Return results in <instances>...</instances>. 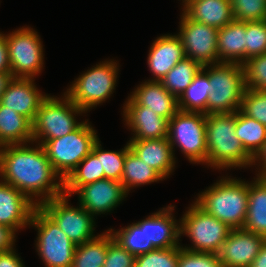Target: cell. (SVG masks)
Instances as JSON below:
<instances>
[{
  "instance_id": "603a6c76",
  "label": "cell",
  "mask_w": 266,
  "mask_h": 267,
  "mask_svg": "<svg viewBox=\"0 0 266 267\" xmlns=\"http://www.w3.org/2000/svg\"><path fill=\"white\" fill-rule=\"evenodd\" d=\"M139 105L149 107L159 116L170 120L178 111V99L160 81H145L130 95Z\"/></svg>"
},
{
  "instance_id": "8992f818",
  "label": "cell",
  "mask_w": 266,
  "mask_h": 267,
  "mask_svg": "<svg viewBox=\"0 0 266 267\" xmlns=\"http://www.w3.org/2000/svg\"><path fill=\"white\" fill-rule=\"evenodd\" d=\"M81 113L84 111L65 93L62 99L48 95L40 104L32 122V143L41 140L38 142L39 145L46 140L69 134L82 123L77 122L74 116Z\"/></svg>"
},
{
  "instance_id": "8d00e7d4",
  "label": "cell",
  "mask_w": 266,
  "mask_h": 267,
  "mask_svg": "<svg viewBox=\"0 0 266 267\" xmlns=\"http://www.w3.org/2000/svg\"><path fill=\"white\" fill-rule=\"evenodd\" d=\"M243 68L246 88L266 90V53L248 58Z\"/></svg>"
},
{
  "instance_id": "83f0119b",
  "label": "cell",
  "mask_w": 266,
  "mask_h": 267,
  "mask_svg": "<svg viewBox=\"0 0 266 267\" xmlns=\"http://www.w3.org/2000/svg\"><path fill=\"white\" fill-rule=\"evenodd\" d=\"M235 135L254 159L266 143V126L238 110L235 112Z\"/></svg>"
},
{
  "instance_id": "d6986e66",
  "label": "cell",
  "mask_w": 266,
  "mask_h": 267,
  "mask_svg": "<svg viewBox=\"0 0 266 267\" xmlns=\"http://www.w3.org/2000/svg\"><path fill=\"white\" fill-rule=\"evenodd\" d=\"M174 207L169 205L137 222L139 226H146L147 245H153L157 249L180 246V223L172 215Z\"/></svg>"
},
{
  "instance_id": "f6af8a7d",
  "label": "cell",
  "mask_w": 266,
  "mask_h": 267,
  "mask_svg": "<svg viewBox=\"0 0 266 267\" xmlns=\"http://www.w3.org/2000/svg\"><path fill=\"white\" fill-rule=\"evenodd\" d=\"M249 267H266V241L261 246L259 254L254 258Z\"/></svg>"
},
{
  "instance_id": "1f68e13d",
  "label": "cell",
  "mask_w": 266,
  "mask_h": 267,
  "mask_svg": "<svg viewBox=\"0 0 266 267\" xmlns=\"http://www.w3.org/2000/svg\"><path fill=\"white\" fill-rule=\"evenodd\" d=\"M201 68L202 66L198 62L185 57L180 60L160 82L169 93L178 99L184 90L192 83L194 77Z\"/></svg>"
},
{
  "instance_id": "3957f363",
  "label": "cell",
  "mask_w": 266,
  "mask_h": 267,
  "mask_svg": "<svg viewBox=\"0 0 266 267\" xmlns=\"http://www.w3.org/2000/svg\"><path fill=\"white\" fill-rule=\"evenodd\" d=\"M248 191L247 182L225 177L199 194L195 203L231 229L243 228Z\"/></svg>"
},
{
  "instance_id": "9a60e30c",
  "label": "cell",
  "mask_w": 266,
  "mask_h": 267,
  "mask_svg": "<svg viewBox=\"0 0 266 267\" xmlns=\"http://www.w3.org/2000/svg\"><path fill=\"white\" fill-rule=\"evenodd\" d=\"M75 193L80 206L93 216L110 212L127 195L121 182L106 178L81 186Z\"/></svg>"
},
{
  "instance_id": "f1b7e54d",
  "label": "cell",
  "mask_w": 266,
  "mask_h": 267,
  "mask_svg": "<svg viewBox=\"0 0 266 267\" xmlns=\"http://www.w3.org/2000/svg\"><path fill=\"white\" fill-rule=\"evenodd\" d=\"M113 240L106 231L90 241L77 245L71 267H103L108 244Z\"/></svg>"
},
{
  "instance_id": "7c38bea8",
  "label": "cell",
  "mask_w": 266,
  "mask_h": 267,
  "mask_svg": "<svg viewBox=\"0 0 266 267\" xmlns=\"http://www.w3.org/2000/svg\"><path fill=\"white\" fill-rule=\"evenodd\" d=\"M68 195L62 194L39 205L76 246L97 236L94 232V216L79 205H68Z\"/></svg>"
},
{
  "instance_id": "e575fe53",
  "label": "cell",
  "mask_w": 266,
  "mask_h": 267,
  "mask_svg": "<svg viewBox=\"0 0 266 267\" xmlns=\"http://www.w3.org/2000/svg\"><path fill=\"white\" fill-rule=\"evenodd\" d=\"M180 246L154 249L135 257L134 267H177Z\"/></svg>"
},
{
  "instance_id": "6da1fadb",
  "label": "cell",
  "mask_w": 266,
  "mask_h": 267,
  "mask_svg": "<svg viewBox=\"0 0 266 267\" xmlns=\"http://www.w3.org/2000/svg\"><path fill=\"white\" fill-rule=\"evenodd\" d=\"M0 177L37 206L64 194V182L53 169L41 144L35 148L26 144L1 146ZM38 197L41 199L37 200Z\"/></svg>"
},
{
  "instance_id": "9c48e42d",
  "label": "cell",
  "mask_w": 266,
  "mask_h": 267,
  "mask_svg": "<svg viewBox=\"0 0 266 267\" xmlns=\"http://www.w3.org/2000/svg\"><path fill=\"white\" fill-rule=\"evenodd\" d=\"M29 225L38 230L36 250L46 267L72 266L76 245L39 206Z\"/></svg>"
},
{
  "instance_id": "7a4b0ae2",
  "label": "cell",
  "mask_w": 266,
  "mask_h": 267,
  "mask_svg": "<svg viewBox=\"0 0 266 267\" xmlns=\"http://www.w3.org/2000/svg\"><path fill=\"white\" fill-rule=\"evenodd\" d=\"M207 165L229 169L253 165L235 135V112L206 115Z\"/></svg>"
},
{
  "instance_id": "ee69618b",
  "label": "cell",
  "mask_w": 266,
  "mask_h": 267,
  "mask_svg": "<svg viewBox=\"0 0 266 267\" xmlns=\"http://www.w3.org/2000/svg\"><path fill=\"white\" fill-rule=\"evenodd\" d=\"M11 72L5 34L0 32V73Z\"/></svg>"
},
{
  "instance_id": "cb8c5ba5",
  "label": "cell",
  "mask_w": 266,
  "mask_h": 267,
  "mask_svg": "<svg viewBox=\"0 0 266 267\" xmlns=\"http://www.w3.org/2000/svg\"><path fill=\"white\" fill-rule=\"evenodd\" d=\"M217 50L219 63L243 65L246 61V22L233 20L218 29Z\"/></svg>"
},
{
  "instance_id": "d590c367",
  "label": "cell",
  "mask_w": 266,
  "mask_h": 267,
  "mask_svg": "<svg viewBox=\"0 0 266 267\" xmlns=\"http://www.w3.org/2000/svg\"><path fill=\"white\" fill-rule=\"evenodd\" d=\"M240 111L266 126V90L246 88L243 93Z\"/></svg>"
},
{
  "instance_id": "74e56055",
  "label": "cell",
  "mask_w": 266,
  "mask_h": 267,
  "mask_svg": "<svg viewBox=\"0 0 266 267\" xmlns=\"http://www.w3.org/2000/svg\"><path fill=\"white\" fill-rule=\"evenodd\" d=\"M235 21L250 22L266 19V0H230Z\"/></svg>"
},
{
  "instance_id": "30bf717a",
  "label": "cell",
  "mask_w": 266,
  "mask_h": 267,
  "mask_svg": "<svg viewBox=\"0 0 266 267\" xmlns=\"http://www.w3.org/2000/svg\"><path fill=\"white\" fill-rule=\"evenodd\" d=\"M168 140L192 163H207L206 114L178 111L170 120Z\"/></svg>"
},
{
  "instance_id": "4316f807",
  "label": "cell",
  "mask_w": 266,
  "mask_h": 267,
  "mask_svg": "<svg viewBox=\"0 0 266 267\" xmlns=\"http://www.w3.org/2000/svg\"><path fill=\"white\" fill-rule=\"evenodd\" d=\"M209 94V65H206L201 68L192 83L178 98V109L184 112L203 113L207 115Z\"/></svg>"
},
{
  "instance_id": "484cf974",
  "label": "cell",
  "mask_w": 266,
  "mask_h": 267,
  "mask_svg": "<svg viewBox=\"0 0 266 267\" xmlns=\"http://www.w3.org/2000/svg\"><path fill=\"white\" fill-rule=\"evenodd\" d=\"M32 142V122L0 103V147Z\"/></svg>"
},
{
  "instance_id": "7402d4cb",
  "label": "cell",
  "mask_w": 266,
  "mask_h": 267,
  "mask_svg": "<svg viewBox=\"0 0 266 267\" xmlns=\"http://www.w3.org/2000/svg\"><path fill=\"white\" fill-rule=\"evenodd\" d=\"M183 13L191 20L215 27L223 28L233 18L230 0H182Z\"/></svg>"
},
{
  "instance_id": "ab89813d",
  "label": "cell",
  "mask_w": 266,
  "mask_h": 267,
  "mask_svg": "<svg viewBox=\"0 0 266 267\" xmlns=\"http://www.w3.org/2000/svg\"><path fill=\"white\" fill-rule=\"evenodd\" d=\"M177 267H222L215 253L192 252L181 248Z\"/></svg>"
},
{
  "instance_id": "f35d334b",
  "label": "cell",
  "mask_w": 266,
  "mask_h": 267,
  "mask_svg": "<svg viewBox=\"0 0 266 267\" xmlns=\"http://www.w3.org/2000/svg\"><path fill=\"white\" fill-rule=\"evenodd\" d=\"M266 53V19L246 22V60Z\"/></svg>"
},
{
  "instance_id": "60d3db41",
  "label": "cell",
  "mask_w": 266,
  "mask_h": 267,
  "mask_svg": "<svg viewBox=\"0 0 266 267\" xmlns=\"http://www.w3.org/2000/svg\"><path fill=\"white\" fill-rule=\"evenodd\" d=\"M135 256L112 240L107 247L103 267H134Z\"/></svg>"
},
{
  "instance_id": "e0dca14e",
  "label": "cell",
  "mask_w": 266,
  "mask_h": 267,
  "mask_svg": "<svg viewBox=\"0 0 266 267\" xmlns=\"http://www.w3.org/2000/svg\"><path fill=\"white\" fill-rule=\"evenodd\" d=\"M38 206L15 187L0 182V224L14 231L27 227Z\"/></svg>"
},
{
  "instance_id": "7dc6e473",
  "label": "cell",
  "mask_w": 266,
  "mask_h": 267,
  "mask_svg": "<svg viewBox=\"0 0 266 267\" xmlns=\"http://www.w3.org/2000/svg\"><path fill=\"white\" fill-rule=\"evenodd\" d=\"M11 72L0 73V99L4 91L7 89L9 83L13 79Z\"/></svg>"
},
{
  "instance_id": "7bdbcfd3",
  "label": "cell",
  "mask_w": 266,
  "mask_h": 267,
  "mask_svg": "<svg viewBox=\"0 0 266 267\" xmlns=\"http://www.w3.org/2000/svg\"><path fill=\"white\" fill-rule=\"evenodd\" d=\"M0 267H25L14 249L0 253Z\"/></svg>"
},
{
  "instance_id": "2e32d148",
  "label": "cell",
  "mask_w": 266,
  "mask_h": 267,
  "mask_svg": "<svg viewBox=\"0 0 266 267\" xmlns=\"http://www.w3.org/2000/svg\"><path fill=\"white\" fill-rule=\"evenodd\" d=\"M123 109L126 125L134 132L131 140L168 137L169 120L159 116L149 107L139 105L130 96Z\"/></svg>"
},
{
  "instance_id": "ba28073f",
  "label": "cell",
  "mask_w": 266,
  "mask_h": 267,
  "mask_svg": "<svg viewBox=\"0 0 266 267\" xmlns=\"http://www.w3.org/2000/svg\"><path fill=\"white\" fill-rule=\"evenodd\" d=\"M180 234L187 235L194 246L181 247L192 252L217 253L232 230L227 224L208 214L195 202L180 219Z\"/></svg>"
},
{
  "instance_id": "5bb4252c",
  "label": "cell",
  "mask_w": 266,
  "mask_h": 267,
  "mask_svg": "<svg viewBox=\"0 0 266 267\" xmlns=\"http://www.w3.org/2000/svg\"><path fill=\"white\" fill-rule=\"evenodd\" d=\"M266 238L243 228L232 229L216 253L222 267H249Z\"/></svg>"
},
{
  "instance_id": "277c9868",
  "label": "cell",
  "mask_w": 266,
  "mask_h": 267,
  "mask_svg": "<svg viewBox=\"0 0 266 267\" xmlns=\"http://www.w3.org/2000/svg\"><path fill=\"white\" fill-rule=\"evenodd\" d=\"M96 134L86 120L69 134L46 140L41 144L53 169L63 181L92 151L94 144L99 140Z\"/></svg>"
},
{
  "instance_id": "b9f144b4",
  "label": "cell",
  "mask_w": 266,
  "mask_h": 267,
  "mask_svg": "<svg viewBox=\"0 0 266 267\" xmlns=\"http://www.w3.org/2000/svg\"><path fill=\"white\" fill-rule=\"evenodd\" d=\"M15 236L12 228L0 224V253L13 249Z\"/></svg>"
},
{
  "instance_id": "4dcf8cb0",
  "label": "cell",
  "mask_w": 266,
  "mask_h": 267,
  "mask_svg": "<svg viewBox=\"0 0 266 267\" xmlns=\"http://www.w3.org/2000/svg\"><path fill=\"white\" fill-rule=\"evenodd\" d=\"M101 179H104V172H101L100 160L91 151L63 181L64 194L71 197L81 186Z\"/></svg>"
},
{
  "instance_id": "ffe728a7",
  "label": "cell",
  "mask_w": 266,
  "mask_h": 267,
  "mask_svg": "<svg viewBox=\"0 0 266 267\" xmlns=\"http://www.w3.org/2000/svg\"><path fill=\"white\" fill-rule=\"evenodd\" d=\"M130 149L144 163L157 171L163 178L172 173L175 167L174 150L168 137L161 139L130 140Z\"/></svg>"
},
{
  "instance_id": "ac0fdd59",
  "label": "cell",
  "mask_w": 266,
  "mask_h": 267,
  "mask_svg": "<svg viewBox=\"0 0 266 267\" xmlns=\"http://www.w3.org/2000/svg\"><path fill=\"white\" fill-rule=\"evenodd\" d=\"M33 78H13L0 103L33 122L42 101L48 96L38 91Z\"/></svg>"
},
{
  "instance_id": "bcb514c9",
  "label": "cell",
  "mask_w": 266,
  "mask_h": 267,
  "mask_svg": "<svg viewBox=\"0 0 266 267\" xmlns=\"http://www.w3.org/2000/svg\"><path fill=\"white\" fill-rule=\"evenodd\" d=\"M254 164L256 163V161H260L258 163H260L259 166L260 167V172L257 174L259 176H266V143L263 146L262 150L257 154V156L253 159Z\"/></svg>"
},
{
  "instance_id": "4fadbf2b",
  "label": "cell",
  "mask_w": 266,
  "mask_h": 267,
  "mask_svg": "<svg viewBox=\"0 0 266 267\" xmlns=\"http://www.w3.org/2000/svg\"><path fill=\"white\" fill-rule=\"evenodd\" d=\"M177 36L182 42L186 58L198 62L202 67L219 63L217 28L191 20L182 13Z\"/></svg>"
},
{
  "instance_id": "836d02e7",
  "label": "cell",
  "mask_w": 266,
  "mask_h": 267,
  "mask_svg": "<svg viewBox=\"0 0 266 267\" xmlns=\"http://www.w3.org/2000/svg\"><path fill=\"white\" fill-rule=\"evenodd\" d=\"M129 150L128 143L124 149L118 152L102 150L99 140L94 144L92 152L100 160L101 172H104V178L121 182L125 156Z\"/></svg>"
},
{
  "instance_id": "d6a6232c",
  "label": "cell",
  "mask_w": 266,
  "mask_h": 267,
  "mask_svg": "<svg viewBox=\"0 0 266 267\" xmlns=\"http://www.w3.org/2000/svg\"><path fill=\"white\" fill-rule=\"evenodd\" d=\"M109 231L113 240L135 257L156 249L153 245H147L146 226L132 223L119 231L114 232L115 230L112 228Z\"/></svg>"
},
{
  "instance_id": "8fae6325",
  "label": "cell",
  "mask_w": 266,
  "mask_h": 267,
  "mask_svg": "<svg viewBox=\"0 0 266 267\" xmlns=\"http://www.w3.org/2000/svg\"><path fill=\"white\" fill-rule=\"evenodd\" d=\"M5 37L13 77L34 79L44 64L43 45L37 32L23 27Z\"/></svg>"
},
{
  "instance_id": "5b68a950",
  "label": "cell",
  "mask_w": 266,
  "mask_h": 267,
  "mask_svg": "<svg viewBox=\"0 0 266 267\" xmlns=\"http://www.w3.org/2000/svg\"><path fill=\"white\" fill-rule=\"evenodd\" d=\"M210 94L207 115L233 113L240 110L246 89L243 65L215 63L209 66Z\"/></svg>"
},
{
  "instance_id": "44dd1931",
  "label": "cell",
  "mask_w": 266,
  "mask_h": 267,
  "mask_svg": "<svg viewBox=\"0 0 266 267\" xmlns=\"http://www.w3.org/2000/svg\"><path fill=\"white\" fill-rule=\"evenodd\" d=\"M186 57L182 42L177 35H162L152 43L148 54V67L155 76L152 81L161 79Z\"/></svg>"
},
{
  "instance_id": "f546056e",
  "label": "cell",
  "mask_w": 266,
  "mask_h": 267,
  "mask_svg": "<svg viewBox=\"0 0 266 267\" xmlns=\"http://www.w3.org/2000/svg\"><path fill=\"white\" fill-rule=\"evenodd\" d=\"M164 178L130 149L125 156L121 183L128 193L130 188L163 180Z\"/></svg>"
},
{
  "instance_id": "d4e9b609",
  "label": "cell",
  "mask_w": 266,
  "mask_h": 267,
  "mask_svg": "<svg viewBox=\"0 0 266 267\" xmlns=\"http://www.w3.org/2000/svg\"><path fill=\"white\" fill-rule=\"evenodd\" d=\"M248 182V206L243 229L266 238V176Z\"/></svg>"
},
{
  "instance_id": "52a82bcc",
  "label": "cell",
  "mask_w": 266,
  "mask_h": 267,
  "mask_svg": "<svg viewBox=\"0 0 266 267\" xmlns=\"http://www.w3.org/2000/svg\"><path fill=\"white\" fill-rule=\"evenodd\" d=\"M117 63L104 61L81 74L65 94L85 113L113 94L118 75Z\"/></svg>"
}]
</instances>
